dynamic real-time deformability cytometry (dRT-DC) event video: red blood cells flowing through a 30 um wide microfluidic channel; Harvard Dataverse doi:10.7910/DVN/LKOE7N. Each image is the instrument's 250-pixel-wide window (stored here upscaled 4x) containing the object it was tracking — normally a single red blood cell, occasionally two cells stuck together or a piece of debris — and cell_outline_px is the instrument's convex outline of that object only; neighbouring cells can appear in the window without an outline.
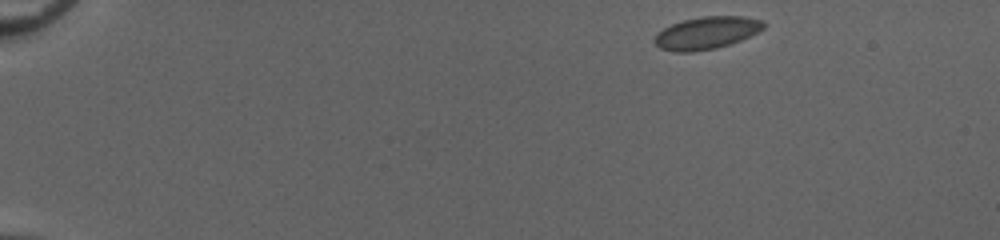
{"species": "common noctule bat (a hibernating species)", "species_latin": "Nyctalus noctula", "temperature_condition": "cold", "stored_images_in_passage": 47, "camera_frame_rate_fps": 3000, "um_per_image_px": 0.085, "animal": {"sex": "female", "body_mass_g": 20.0, "forearm_length_mm": 54.0}, "frame": {"image": 1, "passage_image": 1, "time_ms": 0.0, "image_size_px": [1000, 240], "cell_outline_px": [[764, 28], [740, 40], [716, 48], [692, 52], [676, 52], [660, 48], [652, 40], [656, 32], [672, 24], [684, 20], [704, 16], [744, 16], [760, 20], [764, 24]], "centroid_in_image_um": [60.0, 2.8], "position_along_channel_um": 25.0, "area_um2": 20.4}}
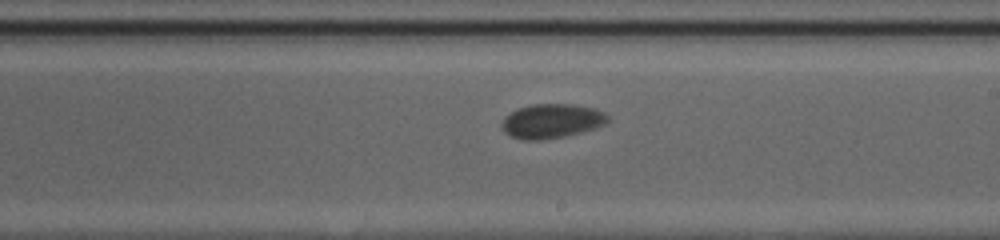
{"frame": {"image": 2, "passage_image": 27, "time_ms": 8.667, "image_size_px": [1000, 240], "cell_outline_px": [[608, 124], [596, 128], [564, 136], [544, 140], [524, 140], [512, 136], [504, 132], [500, 128], [500, 124], [504, 116], [516, 108], [532, 104], [572, 104], [596, 108], [604, 112], [608, 116]], "centroid_in_image_um": [46.87, 10.28], "position_along_channel_um": 242.1, "area_um2": 21.56}}
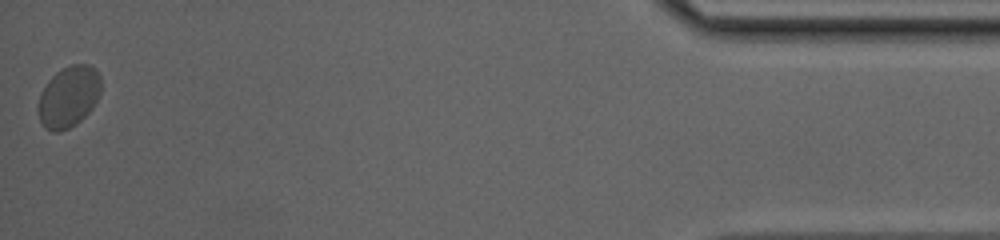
{"frame": {"image": 3, "passage_image": 47, "time_ms": 15.333, "image_size_px": [1000, 240], "cell_outline_px": [[100, 92], [92, 108], [76, 124], [60, 132], [52, 132], [44, 128], [40, 120], [36, 108], [40, 92], [48, 80], [56, 72], [72, 64], [88, 64], [100, 76]], "centroid_in_image_um": [5.78, 8.24], "position_along_channel_um": 429.4, "area_um2": 22.43}, "authors_computed_cell_mechanics": {"area_um2": 20.9236, "velocity_mm_per_s": 3.9423, "shape_relaxation_time_tau1_ms": 2.659, "shape_relaxation_time_tau2_ms": null, "deformation_change_tau1": 0.0469, "deformation_change_tau2": null}}